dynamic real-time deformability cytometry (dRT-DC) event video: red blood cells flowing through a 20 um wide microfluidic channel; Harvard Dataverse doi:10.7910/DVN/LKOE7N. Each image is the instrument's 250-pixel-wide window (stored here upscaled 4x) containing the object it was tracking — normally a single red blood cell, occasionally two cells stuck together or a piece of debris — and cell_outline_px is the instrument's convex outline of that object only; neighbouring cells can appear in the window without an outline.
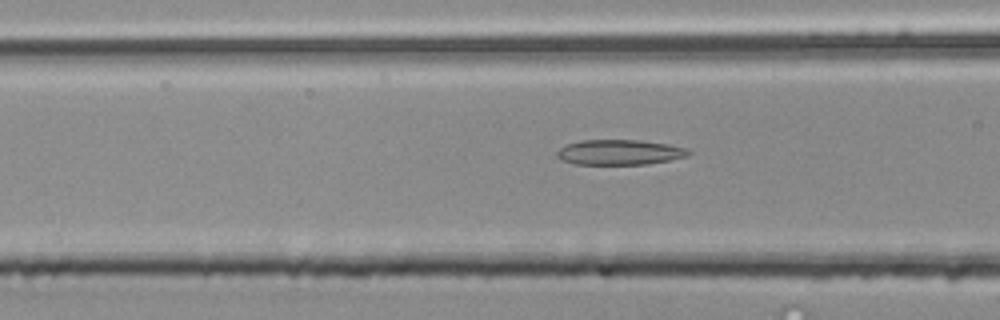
{"species": "common noctule bat (a hibernating species)", "species_latin": "Nyctalus noctula", "temperature_condition": "room temperature", "stored_images_in_passage": 36, "camera_frame_rate_fps": 3000, "um_per_image_px": 0.085, "animal": {"sex": "male", "body_mass_g": 20.4}, "frame": {"image": 1, "passage_image": 10, "time_ms": 3.0, "image_size_px": [1000, 320], "cell_outline_px": [[692, 152], [684, 156], [668, 160], [648, 164], [576, 164], [564, 160], [556, 156], [556, 152], [560, 148], [568, 144], [580, 140], [640, 140], [668, 144], [688, 148]], "centroid_in_image_um": [52.67, 12.93], "position_along_channel_um": 113.9, "area_um2": 19.13}}
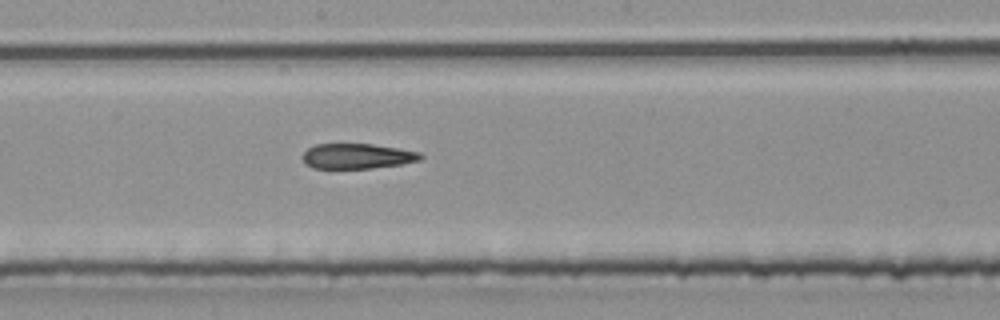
{"frame": {"image": 2, "passage_image": 18, "time_ms": 5.667, "image_size_px": [1000, 320], "cell_outline_px": [[424, 156], [420, 160], [400, 164], [372, 168], [312, 168], [304, 164], [304, 152], [308, 148], [316, 144], [372, 144], [420, 152]], "centroid_in_image_um": [30.36, 13.27], "position_along_channel_um": 217.8, "area_um2": 17.17}}
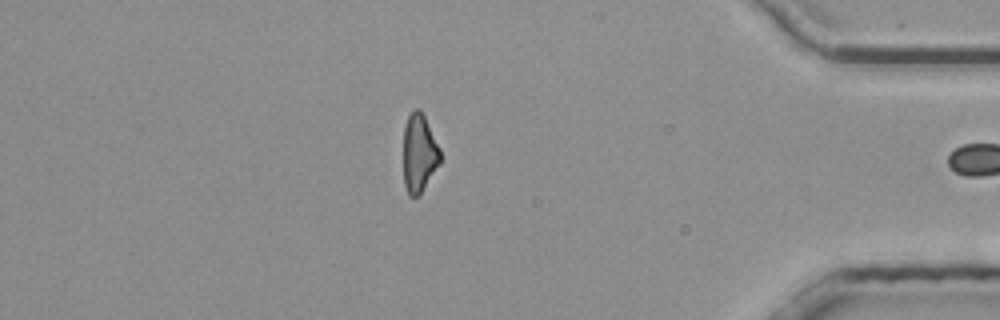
{"frame": {"image": 3, "passage_image": 35, "time_ms": 11.333, "image_size_px": [1000, 320], "cell_outline_px": [[440, 164], [420, 192], [416, 196], [408, 196], [404, 184], [404, 124], [408, 116], [416, 108], [420, 108], [440, 148]], "centroid_in_image_um": [35.62, 13.0], "position_along_channel_um": 399.6, "area_um2": 16.59}}